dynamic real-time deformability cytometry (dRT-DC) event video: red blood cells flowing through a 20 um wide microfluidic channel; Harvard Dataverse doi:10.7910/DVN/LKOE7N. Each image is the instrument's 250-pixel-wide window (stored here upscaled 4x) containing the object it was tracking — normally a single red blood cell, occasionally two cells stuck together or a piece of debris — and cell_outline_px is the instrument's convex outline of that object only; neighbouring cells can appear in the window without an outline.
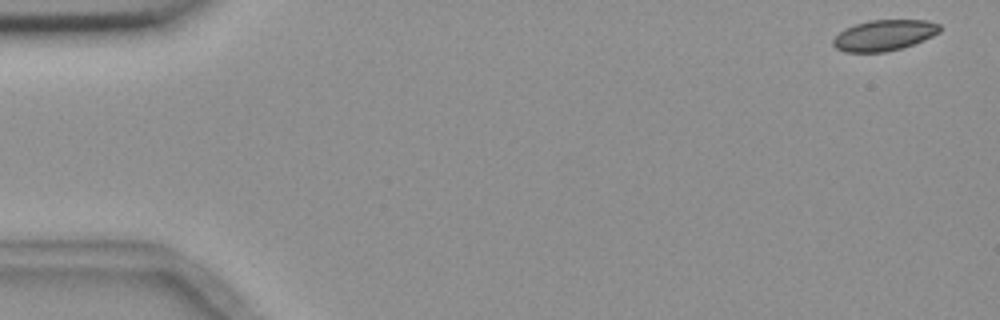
{"species": "common noctule bat (a hibernating species)", "species_latin": "Nyctalus noctula", "temperature_condition": "room temperature", "stored_images_in_passage": 6, "camera_frame_rate_fps": 3000, "um_per_image_px": 0.085, "animal": {"sex": "female", "body_mass_g": 18.4}, "frame": {"image": 1, "passage_image": 1, "time_ms": 0.0, "image_size_px": [1000, 320], "cell_outline_px": [[940, 32], [924, 40], [900, 48], [884, 52], [844, 52], [836, 48], [832, 44], [832, 40], [844, 28], [868, 20], [924, 20], [940, 24]], "centroid_in_image_um": [75.13, 2.99], "position_along_channel_um": 9.9, "area_um2": 19.07}}
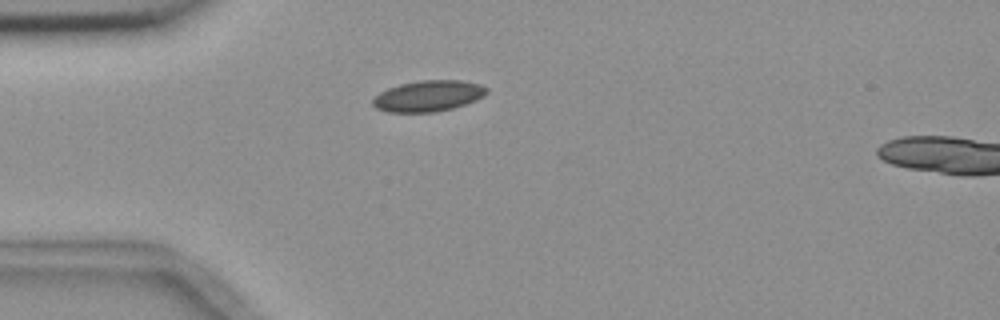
{"frame": {"image": 2, "passage_image": 5, "time_ms": 4.333, "image_size_px": [1000, 320], "cell_outline_px": [[488, 92], [484, 96], [476, 100], [452, 108], [436, 112], [388, 112], [376, 108], [372, 104], [372, 100], [380, 92], [388, 88], [400, 84], [420, 80], [460, 80], [480, 84], [488, 88]], "centroid_in_image_um": [36.41, 8.15], "position_along_channel_um": 48.6, "area_um2": 20.58}}